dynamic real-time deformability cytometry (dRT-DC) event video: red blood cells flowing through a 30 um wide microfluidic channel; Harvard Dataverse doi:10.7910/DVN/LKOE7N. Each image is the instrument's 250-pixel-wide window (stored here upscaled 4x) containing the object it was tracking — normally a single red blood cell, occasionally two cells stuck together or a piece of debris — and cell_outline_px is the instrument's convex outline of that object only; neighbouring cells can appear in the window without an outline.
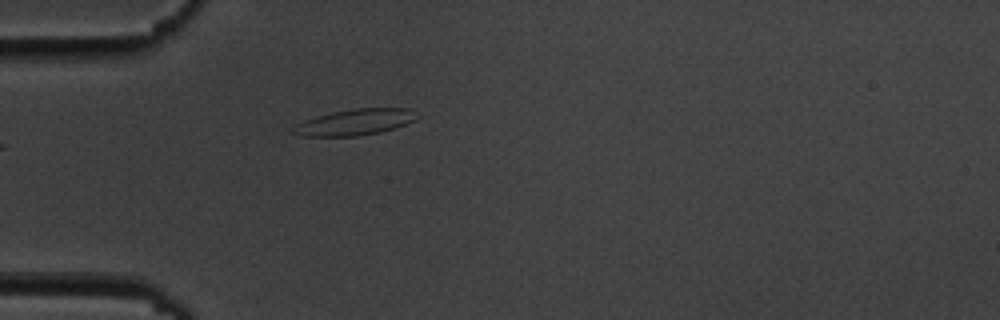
{"species": "common noctule bat (a hibernating species)", "species_latin": "Nyctalus noctula", "temperature_condition": "cold", "stored_images_in_passage": 41, "camera_frame_rate_fps": 3000, "um_per_image_px": 0.085, "animal": {"sex": "male", "body_mass_g": 19.5, "forearm_length_mm": 54.6}, "frame": {"image": 1, "passage_image": 1, "time_ms": 0.0, "image_size_px": [1000, 320], "cell_outline_px": [[420, 116], [416, 120], [380, 132], [356, 136], [300, 136], [292, 132], [292, 128], [296, 124], [304, 120], [332, 112], [356, 108], [408, 108]], "centroid_in_image_um": [30.16, 10.38], "position_along_channel_um": 54.8, "area_um2": 18.67}}
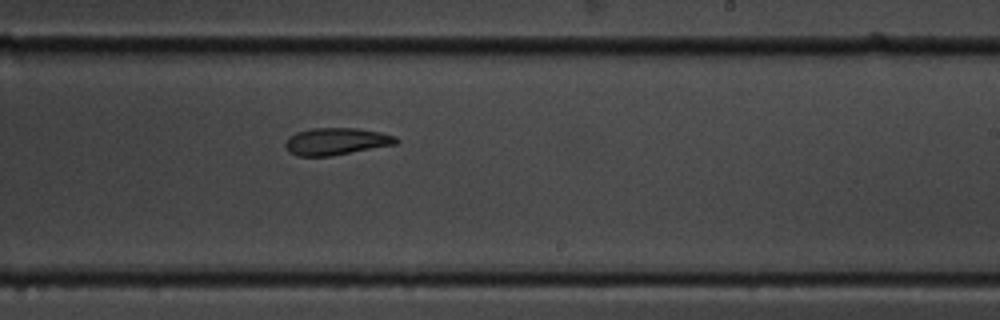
{"frame": {"image": 2, "passage_image": 19, "time_ms": 6.0, "image_size_px": [1000, 320], "cell_outline_px": [[400, 140], [396, 144], [332, 156], [296, 156], [288, 152], [284, 144], [288, 136], [296, 132], [312, 128], [356, 128], [380, 132], [396, 136]], "centroid_in_image_um": [28.56, 12.02], "position_along_channel_um": 260.4, "area_um2": 17.69}}
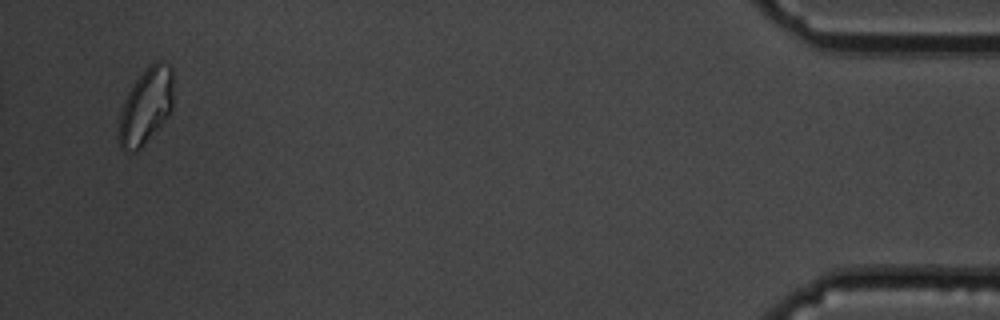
{"frame": {"image": 3, "passage_image": 39, "time_ms": 12.667, "image_size_px": [1000, 320], "cell_outline_px": [[172, 108], [168, 116], [144, 144], [136, 152], [132, 152], [120, 148], [116, 136], [116, 132], [120, 112], [124, 100], [132, 84], [144, 68], [148, 64], [156, 60], [160, 60], [168, 64], [172, 68]], "centroid_in_image_um": [12.36, 9.01], "position_along_channel_um": 422.8, "area_um2": 24.62}, "authors_computed_cell_mechanics": {"area_um2": 18.207, "velocity_mm_per_s": 3.5689, "shape_relaxation_time_tau1_ms": 8.009, "shape_relaxation_time_tau2_ms": 5.208, "deformation_change_tau1": 0.155, "deformation_change_tau2": 0.1167}}